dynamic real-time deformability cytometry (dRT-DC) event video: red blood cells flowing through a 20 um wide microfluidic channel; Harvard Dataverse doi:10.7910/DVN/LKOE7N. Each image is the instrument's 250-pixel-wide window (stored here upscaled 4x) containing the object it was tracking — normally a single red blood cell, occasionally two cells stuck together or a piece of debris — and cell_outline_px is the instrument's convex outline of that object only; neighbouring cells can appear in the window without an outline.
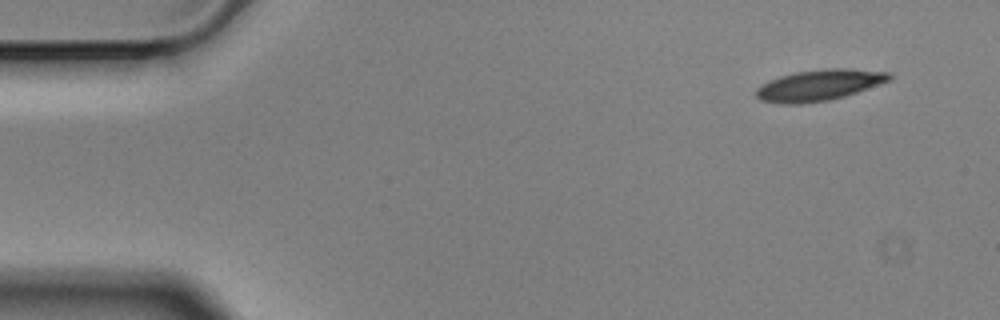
{"species": "Egyptian fruit bat (a non-hibernating species)", "species_latin": "Rousettus aegyptiacus", "temperature_condition": "cold", "stored_images_in_passage": 4, "camera_frame_rate_fps": 3000, "um_per_image_px": 0.085, "animal": {"sex": "male"}, "frame": {"image": 1, "passage_image": 1, "time_ms": 0.0, "image_size_px": [1000, 320], "cell_outline_px": [[892, 80], [844, 96], [828, 100], [800, 104], [780, 104], [760, 100], [756, 96], [756, 88], [780, 76], [796, 72], [824, 68], [844, 68], [892, 72]], "centroid_in_image_um": [69.66, 7.23], "position_along_channel_um": 15.3, "area_um2": 24.04}}
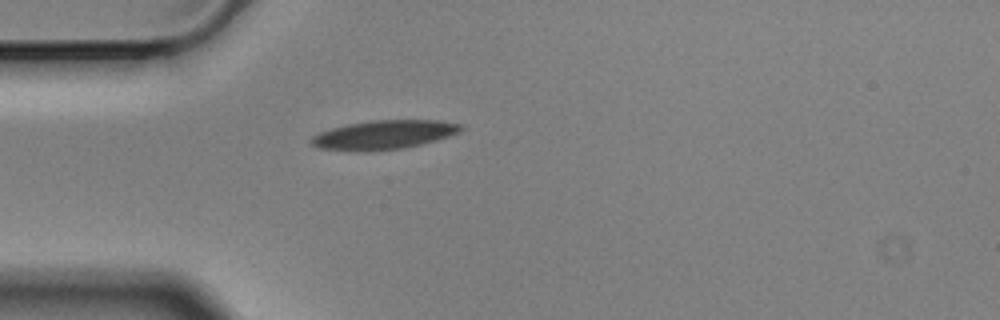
{"frame": {"image": 2, "passage_image": 4, "time_ms": 1.0, "image_size_px": [1000, 320], "cell_outline_px": [[464, 128], [460, 132], [436, 140], [404, 148], [320, 148], [312, 144], [308, 140], [312, 136], [320, 132], [332, 128], [348, 124], [372, 120], [440, 120], [460, 124]], "centroid_in_image_um": [32.71, 11.39], "position_along_channel_um": 52.3, "area_um2": 24.04}}